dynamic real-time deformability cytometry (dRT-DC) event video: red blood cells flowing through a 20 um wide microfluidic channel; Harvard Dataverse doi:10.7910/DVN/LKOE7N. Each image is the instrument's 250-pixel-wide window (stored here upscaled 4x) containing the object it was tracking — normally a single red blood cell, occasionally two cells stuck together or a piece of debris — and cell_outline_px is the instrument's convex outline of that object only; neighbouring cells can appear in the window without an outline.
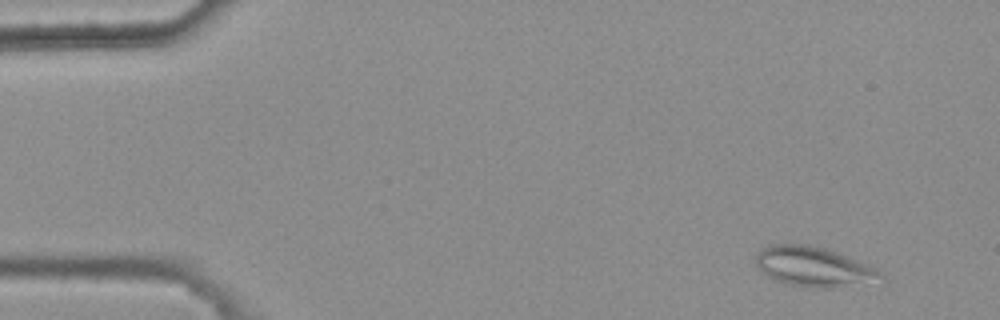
{"species": "common noctule bat (a hibernating species)", "species_latin": "Nyctalus noctula", "temperature_condition": "warm", "stored_images_in_passage": 5, "camera_frame_rate_fps": 3000, "um_per_image_px": 0.085, "animal": {"sex": "female", "body_mass_g": 25.1}, "frame": {"image": 1, "passage_image": 2, "time_ms": 0.333, "image_size_px": [1000, 320], "cell_outline_px": [[884, 280], [840, 288], [812, 288], [784, 284], [760, 272], [756, 268], [752, 260], [756, 252], [772, 244], [808, 244], [824, 248], [836, 252], [868, 264], [876, 268], [884, 276]], "centroid_in_image_um": [69.13, 22.69], "position_along_channel_um": 15.9, "area_um2": 29.65}}